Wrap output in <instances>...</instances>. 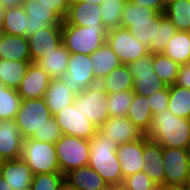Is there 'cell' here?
Returning <instances> with one entry per match:
<instances>
[{"mask_svg":"<svg viewBox=\"0 0 190 190\" xmlns=\"http://www.w3.org/2000/svg\"><path fill=\"white\" fill-rule=\"evenodd\" d=\"M145 135L162 147L186 149L190 144V119L175 116L166 109L153 114Z\"/></svg>","mask_w":190,"mask_h":190,"instance_id":"1","label":"cell"},{"mask_svg":"<svg viewBox=\"0 0 190 190\" xmlns=\"http://www.w3.org/2000/svg\"><path fill=\"white\" fill-rule=\"evenodd\" d=\"M88 165L95 170L110 187H121L123 176L117 157V143L97 132L90 140Z\"/></svg>","mask_w":190,"mask_h":190,"instance_id":"2","label":"cell"},{"mask_svg":"<svg viewBox=\"0 0 190 190\" xmlns=\"http://www.w3.org/2000/svg\"><path fill=\"white\" fill-rule=\"evenodd\" d=\"M163 14L153 8H143L127 0L122 11L121 27L130 31L136 40L149 49L151 41H155L156 26Z\"/></svg>","mask_w":190,"mask_h":190,"instance_id":"3","label":"cell"},{"mask_svg":"<svg viewBox=\"0 0 190 190\" xmlns=\"http://www.w3.org/2000/svg\"><path fill=\"white\" fill-rule=\"evenodd\" d=\"M105 27H82L62 23V43L71 54L90 55L106 42Z\"/></svg>","mask_w":190,"mask_h":190,"instance_id":"4","label":"cell"},{"mask_svg":"<svg viewBox=\"0 0 190 190\" xmlns=\"http://www.w3.org/2000/svg\"><path fill=\"white\" fill-rule=\"evenodd\" d=\"M21 158L33 175L60 172L54 143L24 139Z\"/></svg>","mask_w":190,"mask_h":190,"instance_id":"5","label":"cell"},{"mask_svg":"<svg viewBox=\"0 0 190 190\" xmlns=\"http://www.w3.org/2000/svg\"><path fill=\"white\" fill-rule=\"evenodd\" d=\"M55 148L60 172L64 176L89 163L90 143L87 139L63 134L55 143Z\"/></svg>","mask_w":190,"mask_h":190,"instance_id":"6","label":"cell"},{"mask_svg":"<svg viewBox=\"0 0 190 190\" xmlns=\"http://www.w3.org/2000/svg\"><path fill=\"white\" fill-rule=\"evenodd\" d=\"M52 113L43 97L22 100L15 117V123L23 139L30 138L36 129L51 119Z\"/></svg>","mask_w":190,"mask_h":190,"instance_id":"7","label":"cell"},{"mask_svg":"<svg viewBox=\"0 0 190 190\" xmlns=\"http://www.w3.org/2000/svg\"><path fill=\"white\" fill-rule=\"evenodd\" d=\"M129 72L133 77L134 94L149 96L168 85L155 73L153 67V54L149 53L138 60L127 64Z\"/></svg>","mask_w":190,"mask_h":190,"instance_id":"8","label":"cell"},{"mask_svg":"<svg viewBox=\"0 0 190 190\" xmlns=\"http://www.w3.org/2000/svg\"><path fill=\"white\" fill-rule=\"evenodd\" d=\"M106 42L124 65L149 54L148 48L126 28L118 27L107 31Z\"/></svg>","mask_w":190,"mask_h":190,"instance_id":"9","label":"cell"},{"mask_svg":"<svg viewBox=\"0 0 190 190\" xmlns=\"http://www.w3.org/2000/svg\"><path fill=\"white\" fill-rule=\"evenodd\" d=\"M107 95L108 93L97 83L76 95L73 104L75 107H79L90 122L99 127L109 118L106 104Z\"/></svg>","mask_w":190,"mask_h":190,"instance_id":"10","label":"cell"},{"mask_svg":"<svg viewBox=\"0 0 190 190\" xmlns=\"http://www.w3.org/2000/svg\"><path fill=\"white\" fill-rule=\"evenodd\" d=\"M164 186L186 188L190 167L186 149L163 147Z\"/></svg>","mask_w":190,"mask_h":190,"instance_id":"11","label":"cell"},{"mask_svg":"<svg viewBox=\"0 0 190 190\" xmlns=\"http://www.w3.org/2000/svg\"><path fill=\"white\" fill-rule=\"evenodd\" d=\"M60 80L66 83L76 95H79L89 86L97 84L98 81L94 77L90 55L70 54L67 71Z\"/></svg>","mask_w":190,"mask_h":190,"instance_id":"12","label":"cell"},{"mask_svg":"<svg viewBox=\"0 0 190 190\" xmlns=\"http://www.w3.org/2000/svg\"><path fill=\"white\" fill-rule=\"evenodd\" d=\"M62 134L90 140L98 127L90 122L72 103L54 115Z\"/></svg>","mask_w":190,"mask_h":190,"instance_id":"13","label":"cell"},{"mask_svg":"<svg viewBox=\"0 0 190 190\" xmlns=\"http://www.w3.org/2000/svg\"><path fill=\"white\" fill-rule=\"evenodd\" d=\"M31 62L37 63L62 44V24L50 25L28 37Z\"/></svg>","mask_w":190,"mask_h":190,"instance_id":"14","label":"cell"},{"mask_svg":"<svg viewBox=\"0 0 190 190\" xmlns=\"http://www.w3.org/2000/svg\"><path fill=\"white\" fill-rule=\"evenodd\" d=\"M98 132L115 141L117 145L143 139L146 136L127 116L109 117L98 127Z\"/></svg>","mask_w":190,"mask_h":190,"instance_id":"15","label":"cell"},{"mask_svg":"<svg viewBox=\"0 0 190 190\" xmlns=\"http://www.w3.org/2000/svg\"><path fill=\"white\" fill-rule=\"evenodd\" d=\"M22 6L28 17L26 30L27 38L50 25L63 23V19L56 12L36 0H24Z\"/></svg>","mask_w":190,"mask_h":190,"instance_id":"16","label":"cell"},{"mask_svg":"<svg viewBox=\"0 0 190 190\" xmlns=\"http://www.w3.org/2000/svg\"><path fill=\"white\" fill-rule=\"evenodd\" d=\"M51 77L38 64L31 62L17 91L22 100L44 97Z\"/></svg>","mask_w":190,"mask_h":190,"instance_id":"17","label":"cell"},{"mask_svg":"<svg viewBox=\"0 0 190 190\" xmlns=\"http://www.w3.org/2000/svg\"><path fill=\"white\" fill-rule=\"evenodd\" d=\"M23 141L15 120H0V155L4 161L21 158Z\"/></svg>","mask_w":190,"mask_h":190,"instance_id":"18","label":"cell"},{"mask_svg":"<svg viewBox=\"0 0 190 190\" xmlns=\"http://www.w3.org/2000/svg\"><path fill=\"white\" fill-rule=\"evenodd\" d=\"M116 153L123 179L143 170L146 163L143 159V139L118 145Z\"/></svg>","mask_w":190,"mask_h":190,"instance_id":"19","label":"cell"},{"mask_svg":"<svg viewBox=\"0 0 190 190\" xmlns=\"http://www.w3.org/2000/svg\"><path fill=\"white\" fill-rule=\"evenodd\" d=\"M0 175L13 190H30L33 173L22 158L5 160Z\"/></svg>","mask_w":190,"mask_h":190,"instance_id":"20","label":"cell"},{"mask_svg":"<svg viewBox=\"0 0 190 190\" xmlns=\"http://www.w3.org/2000/svg\"><path fill=\"white\" fill-rule=\"evenodd\" d=\"M143 159L146 163L142 171L156 184L164 186L163 147L146 136L143 138Z\"/></svg>","mask_w":190,"mask_h":190,"instance_id":"21","label":"cell"},{"mask_svg":"<svg viewBox=\"0 0 190 190\" xmlns=\"http://www.w3.org/2000/svg\"><path fill=\"white\" fill-rule=\"evenodd\" d=\"M65 21L82 27H104L100 5L87 2H71Z\"/></svg>","mask_w":190,"mask_h":190,"instance_id":"22","label":"cell"},{"mask_svg":"<svg viewBox=\"0 0 190 190\" xmlns=\"http://www.w3.org/2000/svg\"><path fill=\"white\" fill-rule=\"evenodd\" d=\"M0 59L10 61H31L28 38L25 36L1 33Z\"/></svg>","mask_w":190,"mask_h":190,"instance_id":"23","label":"cell"},{"mask_svg":"<svg viewBox=\"0 0 190 190\" xmlns=\"http://www.w3.org/2000/svg\"><path fill=\"white\" fill-rule=\"evenodd\" d=\"M46 105L54 116L76 99V94L60 79H51L44 94Z\"/></svg>","mask_w":190,"mask_h":190,"instance_id":"24","label":"cell"},{"mask_svg":"<svg viewBox=\"0 0 190 190\" xmlns=\"http://www.w3.org/2000/svg\"><path fill=\"white\" fill-rule=\"evenodd\" d=\"M65 179L78 190H110L108 183L89 165L74 169Z\"/></svg>","mask_w":190,"mask_h":190,"instance_id":"25","label":"cell"},{"mask_svg":"<svg viewBox=\"0 0 190 190\" xmlns=\"http://www.w3.org/2000/svg\"><path fill=\"white\" fill-rule=\"evenodd\" d=\"M90 59L94 77L97 81H100L112 70L121 65L117 55L113 52L107 42H105L94 53L90 54Z\"/></svg>","mask_w":190,"mask_h":190,"instance_id":"26","label":"cell"},{"mask_svg":"<svg viewBox=\"0 0 190 190\" xmlns=\"http://www.w3.org/2000/svg\"><path fill=\"white\" fill-rule=\"evenodd\" d=\"M70 54L62 43L57 50L46 55V58H42L36 64L48 73L51 79H60L67 71Z\"/></svg>","mask_w":190,"mask_h":190,"instance_id":"27","label":"cell"},{"mask_svg":"<svg viewBox=\"0 0 190 190\" xmlns=\"http://www.w3.org/2000/svg\"><path fill=\"white\" fill-rule=\"evenodd\" d=\"M162 54L180 65L190 63V36L188 31H177L168 41Z\"/></svg>","mask_w":190,"mask_h":190,"instance_id":"28","label":"cell"},{"mask_svg":"<svg viewBox=\"0 0 190 190\" xmlns=\"http://www.w3.org/2000/svg\"><path fill=\"white\" fill-rule=\"evenodd\" d=\"M98 84L108 93H117L133 89V77L127 65L121 64L103 77Z\"/></svg>","mask_w":190,"mask_h":190,"instance_id":"29","label":"cell"},{"mask_svg":"<svg viewBox=\"0 0 190 190\" xmlns=\"http://www.w3.org/2000/svg\"><path fill=\"white\" fill-rule=\"evenodd\" d=\"M152 116L153 114L149 106V97L134 94L133 102L127 114L128 119L146 134L150 128Z\"/></svg>","mask_w":190,"mask_h":190,"instance_id":"30","label":"cell"},{"mask_svg":"<svg viewBox=\"0 0 190 190\" xmlns=\"http://www.w3.org/2000/svg\"><path fill=\"white\" fill-rule=\"evenodd\" d=\"M163 13L177 31L190 30V0H167Z\"/></svg>","mask_w":190,"mask_h":190,"instance_id":"31","label":"cell"},{"mask_svg":"<svg viewBox=\"0 0 190 190\" xmlns=\"http://www.w3.org/2000/svg\"><path fill=\"white\" fill-rule=\"evenodd\" d=\"M30 64L31 61L0 59V81L8 88L17 89Z\"/></svg>","mask_w":190,"mask_h":190,"instance_id":"32","label":"cell"},{"mask_svg":"<svg viewBox=\"0 0 190 190\" xmlns=\"http://www.w3.org/2000/svg\"><path fill=\"white\" fill-rule=\"evenodd\" d=\"M27 18L22 5L6 8L2 33L26 37Z\"/></svg>","mask_w":190,"mask_h":190,"instance_id":"33","label":"cell"},{"mask_svg":"<svg viewBox=\"0 0 190 190\" xmlns=\"http://www.w3.org/2000/svg\"><path fill=\"white\" fill-rule=\"evenodd\" d=\"M168 109L175 116L190 119V89L170 85Z\"/></svg>","mask_w":190,"mask_h":190,"instance_id":"34","label":"cell"},{"mask_svg":"<svg viewBox=\"0 0 190 190\" xmlns=\"http://www.w3.org/2000/svg\"><path fill=\"white\" fill-rule=\"evenodd\" d=\"M21 102L17 89L8 88L0 81V120H14Z\"/></svg>","mask_w":190,"mask_h":190,"instance_id":"35","label":"cell"},{"mask_svg":"<svg viewBox=\"0 0 190 190\" xmlns=\"http://www.w3.org/2000/svg\"><path fill=\"white\" fill-rule=\"evenodd\" d=\"M126 2L127 0H104L100 5L102 22L107 31L121 27Z\"/></svg>","mask_w":190,"mask_h":190,"instance_id":"36","label":"cell"},{"mask_svg":"<svg viewBox=\"0 0 190 190\" xmlns=\"http://www.w3.org/2000/svg\"><path fill=\"white\" fill-rule=\"evenodd\" d=\"M177 32L176 27L164 14L160 17V23L156 26L155 41H151L148 49L151 54H160L165 49L168 41Z\"/></svg>","mask_w":190,"mask_h":190,"instance_id":"37","label":"cell"},{"mask_svg":"<svg viewBox=\"0 0 190 190\" xmlns=\"http://www.w3.org/2000/svg\"><path fill=\"white\" fill-rule=\"evenodd\" d=\"M153 67L155 73L168 86L175 83L180 69V64L160 53L153 54Z\"/></svg>","mask_w":190,"mask_h":190,"instance_id":"38","label":"cell"},{"mask_svg":"<svg viewBox=\"0 0 190 190\" xmlns=\"http://www.w3.org/2000/svg\"><path fill=\"white\" fill-rule=\"evenodd\" d=\"M133 99L134 92L132 90H125L108 94L106 104L109 112V117L127 116Z\"/></svg>","mask_w":190,"mask_h":190,"instance_id":"39","label":"cell"},{"mask_svg":"<svg viewBox=\"0 0 190 190\" xmlns=\"http://www.w3.org/2000/svg\"><path fill=\"white\" fill-rule=\"evenodd\" d=\"M65 179L61 172L33 175L30 190H58Z\"/></svg>","mask_w":190,"mask_h":190,"instance_id":"40","label":"cell"},{"mask_svg":"<svg viewBox=\"0 0 190 190\" xmlns=\"http://www.w3.org/2000/svg\"><path fill=\"white\" fill-rule=\"evenodd\" d=\"M62 135L63 134L57 124L56 118L52 116L51 119L46 121V124L35 130L30 139L55 144Z\"/></svg>","mask_w":190,"mask_h":190,"instance_id":"41","label":"cell"},{"mask_svg":"<svg viewBox=\"0 0 190 190\" xmlns=\"http://www.w3.org/2000/svg\"><path fill=\"white\" fill-rule=\"evenodd\" d=\"M121 187L124 190H156L159 185L152 181L144 171H141L124 178Z\"/></svg>","mask_w":190,"mask_h":190,"instance_id":"42","label":"cell"},{"mask_svg":"<svg viewBox=\"0 0 190 190\" xmlns=\"http://www.w3.org/2000/svg\"><path fill=\"white\" fill-rule=\"evenodd\" d=\"M149 97V106L152 114L160 113L168 109L169 104V86L165 89L153 93Z\"/></svg>","mask_w":190,"mask_h":190,"instance_id":"43","label":"cell"},{"mask_svg":"<svg viewBox=\"0 0 190 190\" xmlns=\"http://www.w3.org/2000/svg\"><path fill=\"white\" fill-rule=\"evenodd\" d=\"M45 6L50 7L54 12H56L63 20L66 19L71 0H36Z\"/></svg>","mask_w":190,"mask_h":190,"instance_id":"44","label":"cell"},{"mask_svg":"<svg viewBox=\"0 0 190 190\" xmlns=\"http://www.w3.org/2000/svg\"><path fill=\"white\" fill-rule=\"evenodd\" d=\"M174 84L190 89V63L180 65V69Z\"/></svg>","mask_w":190,"mask_h":190,"instance_id":"45","label":"cell"},{"mask_svg":"<svg viewBox=\"0 0 190 190\" xmlns=\"http://www.w3.org/2000/svg\"><path fill=\"white\" fill-rule=\"evenodd\" d=\"M130 2L139 5L140 7L153 8L157 12H164L167 0H129Z\"/></svg>","mask_w":190,"mask_h":190,"instance_id":"46","label":"cell"},{"mask_svg":"<svg viewBox=\"0 0 190 190\" xmlns=\"http://www.w3.org/2000/svg\"><path fill=\"white\" fill-rule=\"evenodd\" d=\"M23 1L24 0H0V3L5 8H10V7L22 5Z\"/></svg>","mask_w":190,"mask_h":190,"instance_id":"47","label":"cell"},{"mask_svg":"<svg viewBox=\"0 0 190 190\" xmlns=\"http://www.w3.org/2000/svg\"><path fill=\"white\" fill-rule=\"evenodd\" d=\"M58 190H78L74 186H72L66 179L60 184Z\"/></svg>","mask_w":190,"mask_h":190,"instance_id":"48","label":"cell"},{"mask_svg":"<svg viewBox=\"0 0 190 190\" xmlns=\"http://www.w3.org/2000/svg\"><path fill=\"white\" fill-rule=\"evenodd\" d=\"M5 10L6 8L0 3V34L2 33Z\"/></svg>","mask_w":190,"mask_h":190,"instance_id":"49","label":"cell"},{"mask_svg":"<svg viewBox=\"0 0 190 190\" xmlns=\"http://www.w3.org/2000/svg\"><path fill=\"white\" fill-rule=\"evenodd\" d=\"M0 190H13L12 188H10L8 182H6L1 175H0Z\"/></svg>","mask_w":190,"mask_h":190,"instance_id":"50","label":"cell"},{"mask_svg":"<svg viewBox=\"0 0 190 190\" xmlns=\"http://www.w3.org/2000/svg\"><path fill=\"white\" fill-rule=\"evenodd\" d=\"M104 0H73L71 2H87L93 5H101Z\"/></svg>","mask_w":190,"mask_h":190,"instance_id":"51","label":"cell"},{"mask_svg":"<svg viewBox=\"0 0 190 190\" xmlns=\"http://www.w3.org/2000/svg\"><path fill=\"white\" fill-rule=\"evenodd\" d=\"M156 190H179V188H176V187L159 186Z\"/></svg>","mask_w":190,"mask_h":190,"instance_id":"52","label":"cell"},{"mask_svg":"<svg viewBox=\"0 0 190 190\" xmlns=\"http://www.w3.org/2000/svg\"><path fill=\"white\" fill-rule=\"evenodd\" d=\"M186 152H187L188 163H189V167H190V144L187 146Z\"/></svg>","mask_w":190,"mask_h":190,"instance_id":"53","label":"cell"},{"mask_svg":"<svg viewBox=\"0 0 190 190\" xmlns=\"http://www.w3.org/2000/svg\"><path fill=\"white\" fill-rule=\"evenodd\" d=\"M110 190H124L122 187H111Z\"/></svg>","mask_w":190,"mask_h":190,"instance_id":"54","label":"cell"},{"mask_svg":"<svg viewBox=\"0 0 190 190\" xmlns=\"http://www.w3.org/2000/svg\"><path fill=\"white\" fill-rule=\"evenodd\" d=\"M3 163H4V159L0 155V168L2 167Z\"/></svg>","mask_w":190,"mask_h":190,"instance_id":"55","label":"cell"},{"mask_svg":"<svg viewBox=\"0 0 190 190\" xmlns=\"http://www.w3.org/2000/svg\"><path fill=\"white\" fill-rule=\"evenodd\" d=\"M187 190H190V179L188 181V184H187V187H186Z\"/></svg>","mask_w":190,"mask_h":190,"instance_id":"56","label":"cell"}]
</instances>
